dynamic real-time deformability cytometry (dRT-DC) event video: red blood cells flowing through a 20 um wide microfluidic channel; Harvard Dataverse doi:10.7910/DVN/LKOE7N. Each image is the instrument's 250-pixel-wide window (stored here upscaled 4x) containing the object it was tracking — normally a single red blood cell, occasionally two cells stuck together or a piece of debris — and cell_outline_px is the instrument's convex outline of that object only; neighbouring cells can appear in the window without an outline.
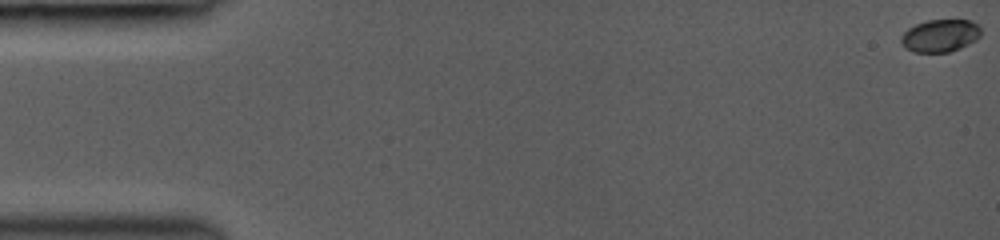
{"species": "common noctule bat (a hibernating species)", "species_latin": "Nyctalus noctula", "temperature_condition": "room temperature", "stored_images_in_passage": 15, "camera_frame_rate_fps": 3000, "um_per_image_px": 0.085, "animal": {"sex": "female", "body_mass_g": 19.0, "forearm_length_mm": 53.3}, "frame": {"image": 1, "passage_image": 1, "time_ms": 0.0, "image_size_px": [1000, 240], "cell_outline_px": [[980, 36], [976, 40], [960, 48], [948, 52], [912, 52], [904, 48], [900, 40], [900, 36], [908, 28], [916, 24], [928, 20], [972, 20], [980, 28]], "centroid_in_image_um": [79.89, 3.04], "position_along_channel_um": 5.1, "area_um2": 15.2}}
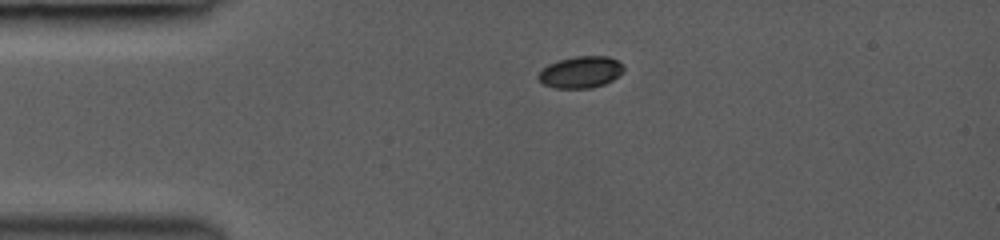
{"frame": {"image": 2, "passage_image": 9, "time_ms": 3.667, "image_size_px": [1000, 240], "cell_outline_px": [[624, 72], [612, 80], [604, 84], [592, 88], [556, 88], [544, 84], [536, 76], [548, 64], [560, 60], [576, 56], [608, 56], [624, 64]], "centroid_in_image_um": [49.39, 6.13], "position_along_channel_um": 35.6, "area_um2": 15.72}}
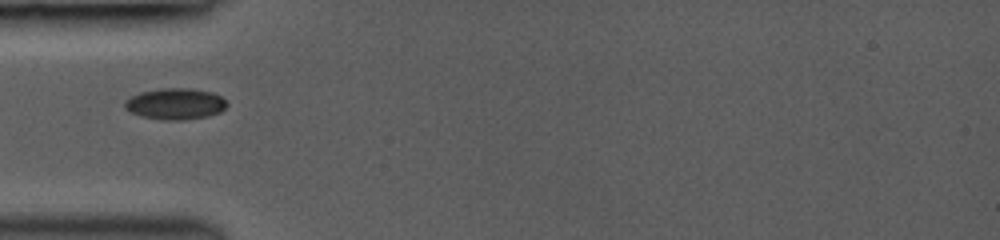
{"frame": {"image": 3, "passage_image": 13, "time_ms": 5.333, "image_size_px": [1000, 240], "cell_outline_px": [[228, 104], [220, 112], [208, 116], [184, 120], [164, 120], [140, 116], [124, 108], [124, 100], [140, 92], [160, 88], [188, 88], [212, 92], [220, 96]], "centroid_in_image_um": [14.88, 8.83], "position_along_channel_um": 70.1, "area_um2": 18.61}}